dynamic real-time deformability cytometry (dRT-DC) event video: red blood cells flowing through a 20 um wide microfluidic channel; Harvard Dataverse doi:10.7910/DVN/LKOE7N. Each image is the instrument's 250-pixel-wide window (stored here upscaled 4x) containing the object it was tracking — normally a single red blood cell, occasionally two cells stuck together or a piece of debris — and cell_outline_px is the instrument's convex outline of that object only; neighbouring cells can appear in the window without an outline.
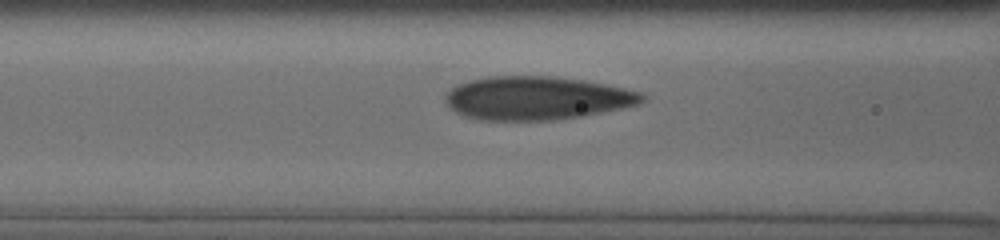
{"species": "human", "species_latin": "Homo sapiens", "temperature_condition": "cold", "stored_images_in_passage": 25, "camera_frame_rate_fps": 3000, "um_per_image_px": 0.085, "donor": {"sex": "male"}, "frame": {"image": 1, "passage_image": 6, "time_ms": 2.0, "image_size_px": [1000, 240], "cell_outline_px": [[644, 100], [640, 104], [580, 116], [548, 120], [480, 120], [464, 116], [456, 112], [444, 100], [444, 96], [456, 84], [468, 80], [488, 76], [552, 76], [584, 80], [624, 88], [640, 92], [644, 96]], "centroid_in_image_um": [45.57, 8.33], "position_along_channel_um": 121.0, "area_um2": 49.53}}
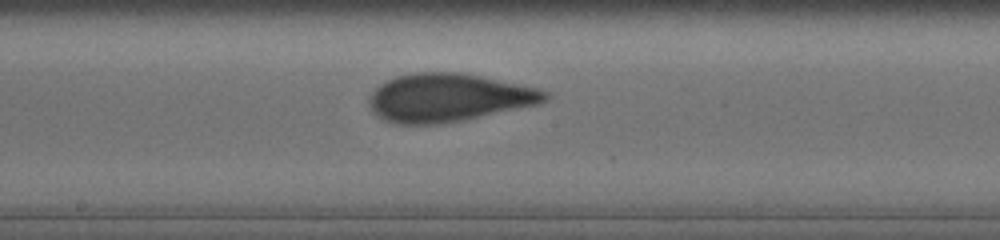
{"frame": {"image": 2, "passage_image": 11, "time_ms": 4.333, "image_size_px": [1000, 240], "cell_outline_px": [[552, 96], [548, 100], [540, 104], [460, 120], [436, 124], [396, 124], [384, 120], [372, 112], [368, 104], [368, 96], [380, 84], [396, 76], [412, 72], [460, 72], [540, 88], [552, 92]], "centroid_in_image_um": [38.13, 8.29], "position_along_channel_um": 210.1, "area_um2": 49.59}}
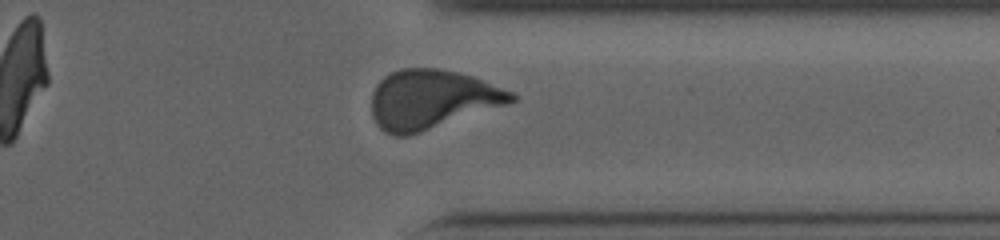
{"frame": {"image": 3, "passage_image": 21, "time_ms": 8.667, "image_size_px": [1000, 240], "cell_outline_px": [[516, 100], [408, 136], [392, 136], [384, 132], [376, 124], [372, 116], [372, 92], [376, 84], [384, 76], [400, 68], [440, 68], [472, 76], [512, 92], [516, 96]], "centroid_in_image_um": [36.61, 8.44], "position_along_channel_um": 374.8, "area_um2": 47.63}, "authors_computed_cell_mechanics": {"area_um2": 48.841, "velocity_mm_per_s": 3.8068, "shape_relaxation_time_tau1_ms": 7.8717, "shape_relaxation_time_tau2_ms": 0.7998, "deformation_change_tau1": 0.2201, "deformation_change_tau2": 0.0569}}